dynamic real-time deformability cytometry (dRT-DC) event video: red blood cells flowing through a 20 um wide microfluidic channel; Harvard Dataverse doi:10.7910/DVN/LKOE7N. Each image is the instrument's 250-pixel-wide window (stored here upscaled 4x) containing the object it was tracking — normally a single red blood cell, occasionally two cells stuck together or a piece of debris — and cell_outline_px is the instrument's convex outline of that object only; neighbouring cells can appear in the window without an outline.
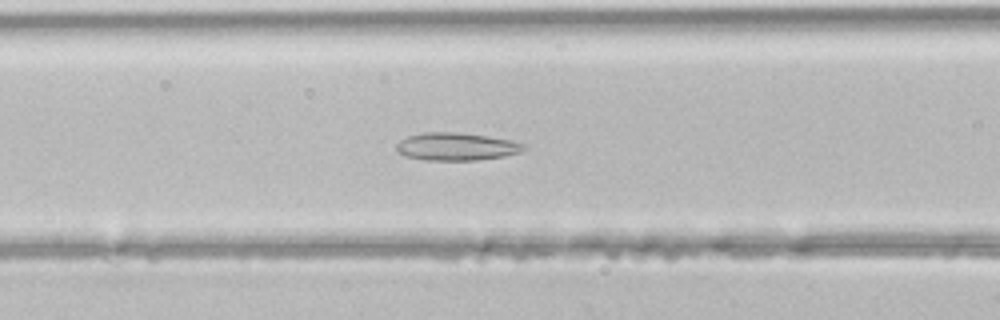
{"species": "common noctule bat (a hibernating species)", "species_latin": "Nyctalus noctula", "temperature_condition": "room temperature", "stored_images_in_passage": 46, "segment_of_instrument_passage": [1, 2], "camera_frame_rate_fps": 3000, "um_per_image_px": 0.085, "animal": {"sex": "male", "body_mass_g": 21.5, "forearm_length_mm": 52.0}, "frame": {"image": 1, "passage_image": 18, "time_ms": 5.667, "image_size_px": [1000, 320], "cell_outline_px": [[528, 144], [520, 152], [504, 156], [476, 160], [424, 160], [408, 156], [396, 152], [396, 144], [400, 140], [408, 136], [424, 132], [456, 132], [488, 136], [512, 140]], "centroid_in_image_um": [38.8, 12.45], "position_along_channel_um": 127.8, "area_um2": 20.63}}
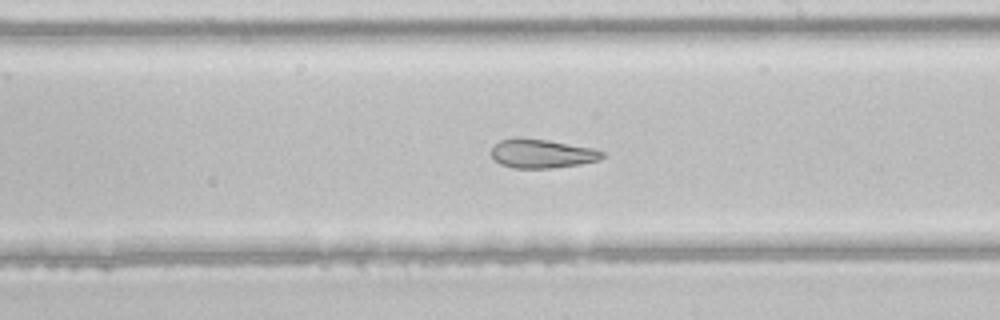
{"frame": {"image": 2, "passage_image": 26, "time_ms": 8.333, "image_size_px": [1000, 320], "cell_outline_px": [[604, 156], [600, 160], [580, 164], [552, 168], [512, 168], [500, 164], [492, 156], [492, 148], [500, 140], [548, 140], [592, 148], [604, 152]], "centroid_in_image_um": [46.12, 13.09], "position_along_channel_um": 242.9, "area_um2": 18.09}}
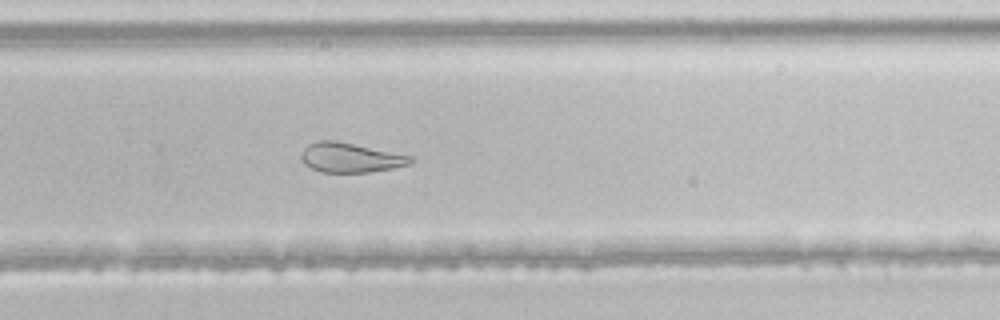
{"frame": {"image": 3, "passage_image": 30, "time_ms": 9.667, "image_size_px": [1000, 320], "cell_outline_px": [[412, 164], [392, 168], [368, 172], [320, 172], [304, 164], [300, 160], [300, 156], [304, 148], [308, 144], [316, 140], [336, 140], [412, 156]], "centroid_in_image_um": [29.74, 13.39], "position_along_channel_um": 300.1, "area_um2": 18.9}}